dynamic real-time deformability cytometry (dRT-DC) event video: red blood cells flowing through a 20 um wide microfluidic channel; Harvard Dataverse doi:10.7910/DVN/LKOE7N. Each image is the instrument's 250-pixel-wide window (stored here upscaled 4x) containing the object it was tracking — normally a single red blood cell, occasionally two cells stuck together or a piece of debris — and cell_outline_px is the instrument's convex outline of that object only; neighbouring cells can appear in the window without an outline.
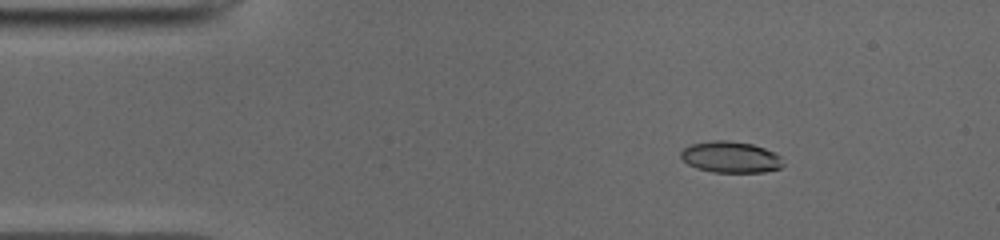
{"species": "common noctule bat (a hibernating species)", "species_latin": "Nyctalus noctula", "temperature_condition": "cold", "stored_images_in_passage": 47, "camera_frame_rate_fps": 3000, "um_per_image_px": 0.085, "animal": {"sex": "male", "body_mass_g": 19.0, "forearm_length_mm": 50.8}, "frame": {"image": 1, "passage_image": 4, "time_ms": 1.0, "image_size_px": [1000, 240], "cell_outline_px": [[784, 164], [780, 168], [764, 172], [712, 172], [696, 168], [688, 164], [680, 156], [680, 152], [684, 148], [692, 144], [712, 140], [728, 140], [752, 144], [764, 148], [780, 156]], "centroid_in_image_um": [62.09, 13.35], "position_along_channel_um": 22.9, "area_um2": 18.61}}
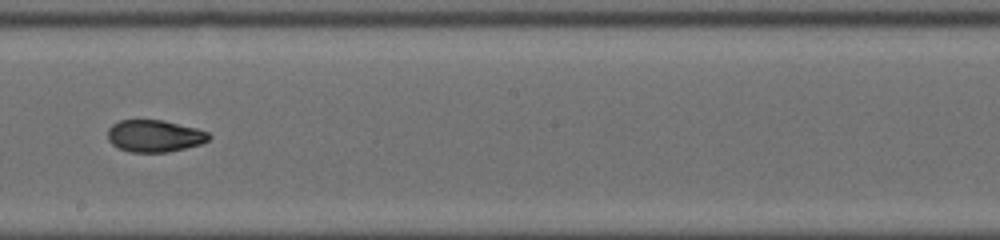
{"frame": {"image": 2, "passage_image": 25, "time_ms": 8.0, "image_size_px": [1000, 240], "cell_outline_px": [[212, 136], [208, 140], [200, 144], [168, 152], [128, 152], [112, 144], [108, 140], [108, 128], [112, 124], [120, 120], [164, 120], [196, 128], [208, 132]], "centroid_in_image_um": [13.13, 11.55], "position_along_channel_um": 235.1, "area_um2": 18.9}}
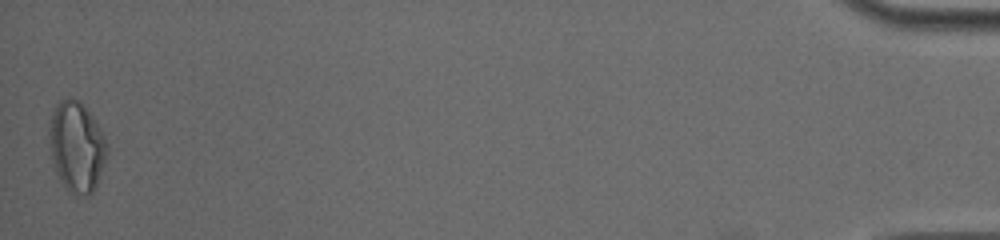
{"frame": {"image": 3, "passage_image": 47, "time_ms": 15.333, "image_size_px": [1000, 240], "cell_outline_px": [[108, 152], [96, 184], [92, 192], [88, 196], [72, 196], [60, 180], [56, 172], [52, 160], [48, 132], [48, 128], [52, 112], [56, 104], [60, 100], [68, 96], [72, 96], [80, 100], [84, 104], [100, 128], [108, 144]], "centroid_in_image_um": [6.5, 12.44], "position_along_channel_um": 428.7, "area_um2": 30.81}, "authors_computed_cell_mechanics": {"area_um2": 19.7676, "velocity_mm_per_s": 3.9705, "shape_relaxation_time_tau1_ms": 10.7292, "shape_relaxation_time_tau2_ms": 1.49, "deformation_change_tau1": 0.2743, "deformation_change_tau2": 0.0551}}